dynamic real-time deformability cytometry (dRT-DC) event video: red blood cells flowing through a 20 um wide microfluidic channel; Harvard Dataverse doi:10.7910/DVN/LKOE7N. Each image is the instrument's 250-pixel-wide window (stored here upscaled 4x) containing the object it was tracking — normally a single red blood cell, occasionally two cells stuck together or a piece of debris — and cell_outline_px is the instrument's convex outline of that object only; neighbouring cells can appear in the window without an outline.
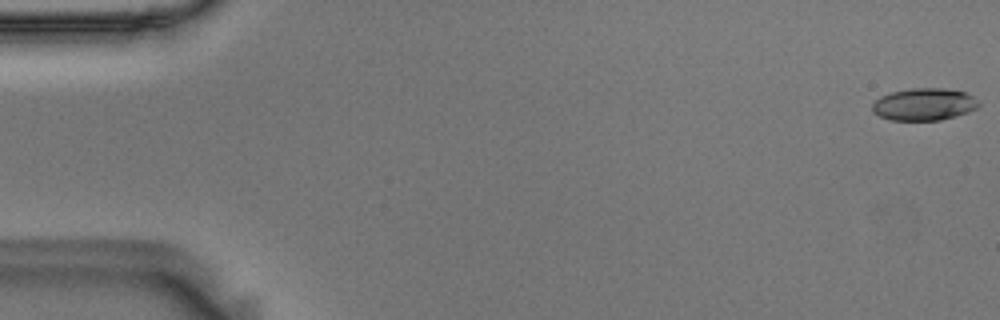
{"species": "Egyptian fruit bat (a non-hibernating species)", "species_latin": "Rousettus aegyptiacus", "temperature_condition": "room temperature", "stored_images_in_passage": 55, "camera_frame_rate_fps": 3000, "um_per_image_px": 0.085, "animal": {"sex": "male"}, "frame": {"image": 1, "passage_image": 1, "time_ms": 0.0, "image_size_px": [1000, 320], "cell_outline_px": [[980, 104], [976, 108], [968, 112], [956, 116], [940, 120], [888, 120], [872, 112], [872, 104], [880, 96], [892, 92], [912, 88], [944, 88], [964, 92], [972, 96]], "centroid_in_image_um": [78.52, 8.87], "position_along_channel_um": 6.5, "area_um2": 19.94}}
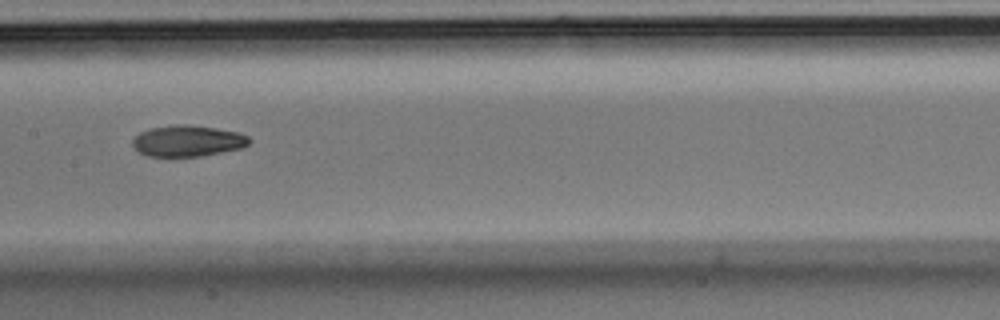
{"frame": {"image": 2, "passage_image": 28, "time_ms": 9.0, "image_size_px": [1000, 320], "cell_outline_px": [[252, 140], [248, 144], [240, 148], [200, 156], [148, 156], [140, 152], [132, 144], [132, 140], [140, 132], [152, 128], [176, 124], [188, 124], [216, 128], [236, 132], [248, 136]], "centroid_in_image_um": [15.95, 11.97], "position_along_channel_um": 191.4, "area_um2": 20.92}}
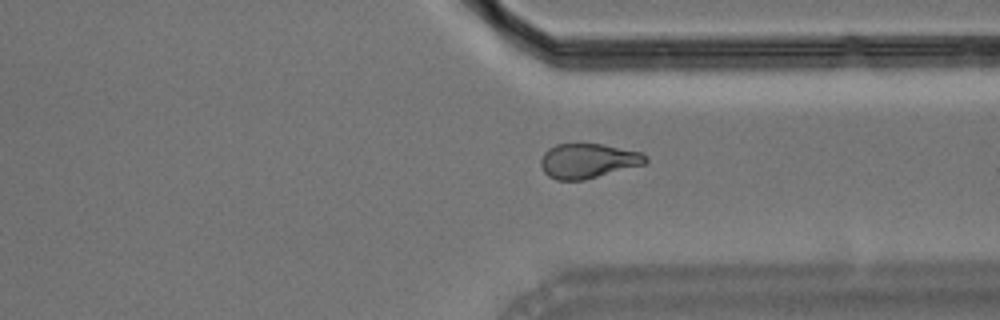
{"frame": {"image": 3, "passage_image": 42, "time_ms": 13.667, "image_size_px": [1000, 320], "cell_outline_px": [[648, 160], [644, 164], [584, 180], [556, 180], [548, 176], [544, 172], [540, 164], [540, 160], [544, 152], [548, 148], [556, 144], [604, 144], [640, 152], [648, 156]], "centroid_in_image_um": [49.96, 13.67], "position_along_channel_um": 361.4, "area_um2": 21.21}, "authors_computed_cell_mechanics": {"area_um2": 21.0392, "velocity_mm_per_s": 3.6503, "shape_relaxation_time_tau1_ms": 6.2217, "shape_relaxation_time_tau2_ms": 4.4935, "deformation_change_tau1": 0.1575, "deformation_change_tau2": 0.1102}}